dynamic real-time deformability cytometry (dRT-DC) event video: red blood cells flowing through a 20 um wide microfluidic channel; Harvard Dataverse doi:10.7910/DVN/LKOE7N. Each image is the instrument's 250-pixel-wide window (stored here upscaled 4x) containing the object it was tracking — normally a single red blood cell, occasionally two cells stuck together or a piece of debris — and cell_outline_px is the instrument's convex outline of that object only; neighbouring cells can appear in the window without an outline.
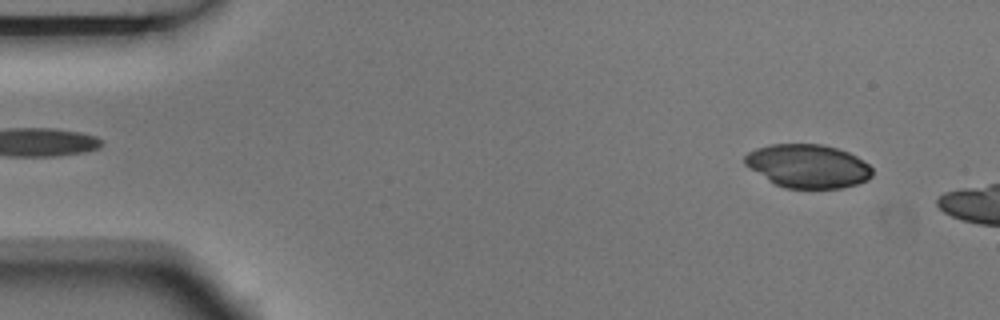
{"species": "Egyptian fruit bat (a non-hibernating species)", "species_latin": "Rousettus aegyptiacus", "temperature_condition": "room temperature", "stored_images_in_passage": 3, "camera_frame_rate_fps": 3000, "um_per_image_px": 0.085, "animal": {"sex": "male"}, "frame": {"image": 1, "passage_image": 1, "time_ms": 0.0, "image_size_px": [1000, 320], "cell_outline_px": [[872, 176], [868, 180], [856, 184], [840, 188], [784, 188], [768, 180], [744, 164], [744, 156], [748, 152], [756, 148], [768, 144], [824, 144], [848, 152], [856, 156], [868, 164], [872, 168]], "centroid_in_image_um": [68.66, 14.11], "position_along_channel_um": 16.3, "area_um2": 32.31}}